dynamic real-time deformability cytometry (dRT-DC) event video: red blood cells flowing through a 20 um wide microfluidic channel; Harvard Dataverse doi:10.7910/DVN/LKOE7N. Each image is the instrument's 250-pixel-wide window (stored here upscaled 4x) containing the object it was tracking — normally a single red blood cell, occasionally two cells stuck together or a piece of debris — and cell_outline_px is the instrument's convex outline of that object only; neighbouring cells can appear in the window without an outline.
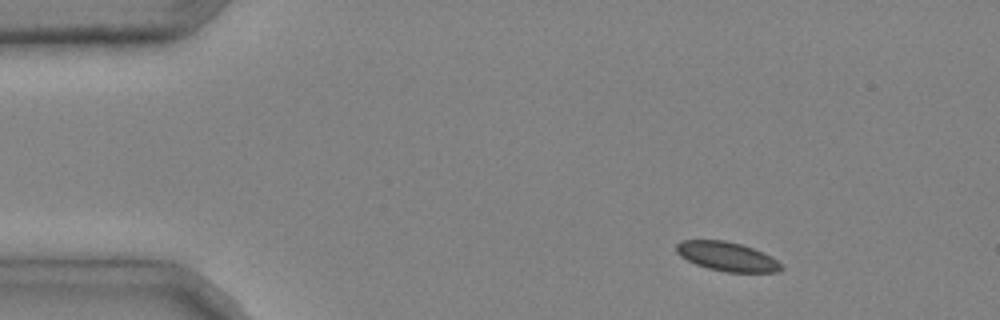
{"species": "common noctule bat (a hibernating species)", "species_latin": "Nyctalus noctula", "temperature_condition": "cold", "stored_images_in_passage": 3, "camera_frame_rate_fps": 3000, "um_per_image_px": 0.085, "animal": {"sex": "male", "body_mass_g": 20.4}, "frame": {"image": 1, "passage_image": 1, "time_ms": 0.0, "image_size_px": [1000, 320], "cell_outline_px": [[784, 268], [780, 272], [728, 272], [708, 268], [696, 264], [680, 256], [676, 252], [676, 244], [680, 240], [724, 240], [740, 244], [752, 248], [776, 260]], "centroid_in_image_um": [61.76, 21.8], "position_along_channel_um": 23.2, "area_um2": 17.57}}
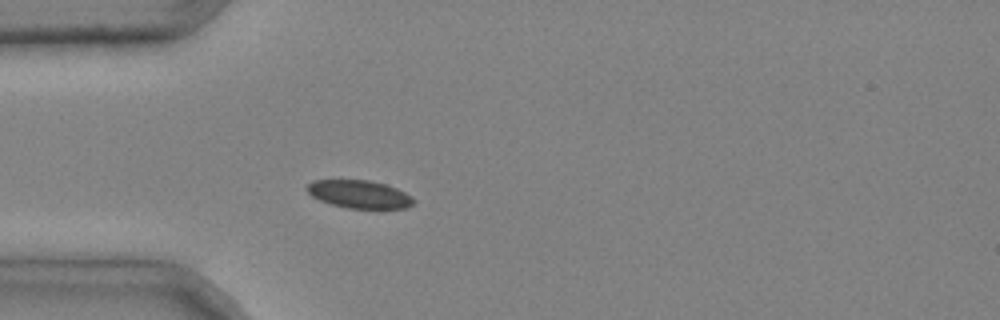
{"frame": {"image": 2, "passage_image": 3, "time_ms": 0.667, "image_size_px": [1000, 320], "cell_outline_px": [[416, 200], [412, 204], [404, 208], [348, 208], [332, 204], [320, 200], [312, 196], [304, 188], [312, 180], [368, 180], [384, 184], [396, 188], [412, 196]], "centroid_in_image_um": [30.52, 16.5], "position_along_channel_um": 54.5, "area_um2": 17.22}}